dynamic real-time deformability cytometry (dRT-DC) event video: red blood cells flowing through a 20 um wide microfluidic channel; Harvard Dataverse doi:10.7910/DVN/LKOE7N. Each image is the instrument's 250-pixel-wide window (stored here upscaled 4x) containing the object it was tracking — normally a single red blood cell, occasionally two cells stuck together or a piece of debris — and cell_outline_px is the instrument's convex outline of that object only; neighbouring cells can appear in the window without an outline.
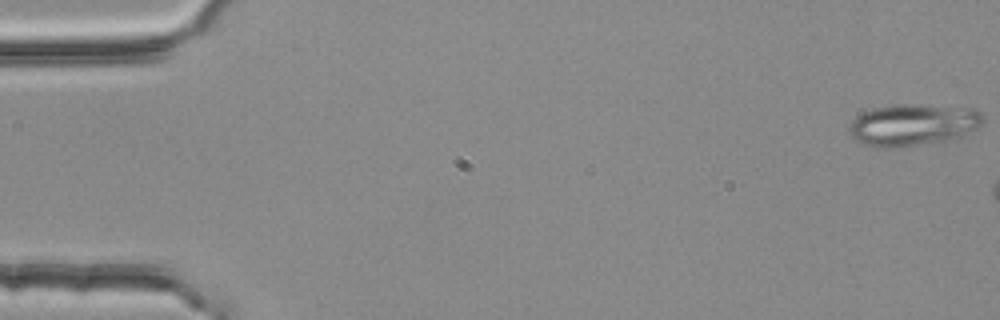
{"species": "common noctule bat (a hibernating species)", "species_latin": "Nyctalus noctula", "temperature_condition": "room temperature", "stored_images_in_passage": 8, "camera_frame_rate_fps": 3000, "um_per_image_px": 0.085, "animal": {"sex": "female", "body_mass_g": 25.1}, "frame": {"image": 1, "passage_image": 1, "time_ms": 0.0, "image_size_px": [1000, 320], "cell_outline_px": [[984, 120], [980, 128], [960, 136], [944, 140], [896, 148], [868, 148], [856, 140], [848, 132], [848, 128], [852, 120], [860, 112], [872, 108], [896, 104], [904, 104], [976, 108], [984, 116]], "centroid_in_image_um": [77.56, 10.61], "position_along_channel_um": 7.4, "area_um2": 33.0}}